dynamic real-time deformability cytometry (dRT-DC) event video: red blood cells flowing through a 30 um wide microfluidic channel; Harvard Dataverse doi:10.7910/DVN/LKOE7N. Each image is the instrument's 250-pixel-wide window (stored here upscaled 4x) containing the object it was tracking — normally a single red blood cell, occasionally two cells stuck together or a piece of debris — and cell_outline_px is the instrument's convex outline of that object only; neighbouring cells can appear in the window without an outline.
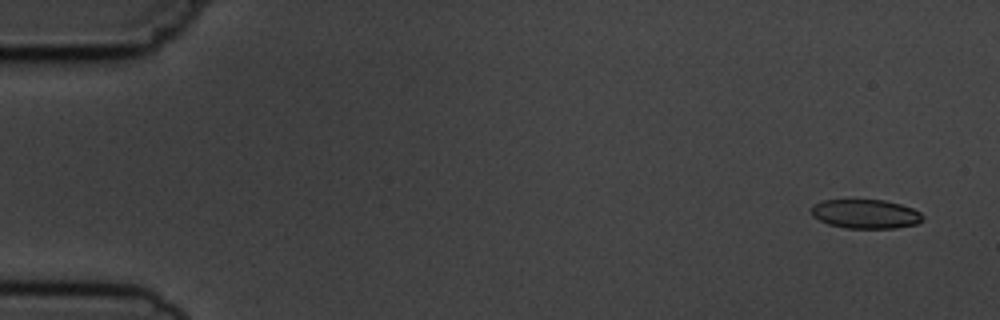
{"species": "common noctule bat (a hibernating species)", "species_latin": "Nyctalus noctula", "temperature_condition": "cold", "stored_images_in_passage": 6, "camera_frame_rate_fps": 3000, "um_per_image_px": 0.085, "animal": {"sex": "male", "body_mass_g": 19.5, "forearm_length_mm": 54.6}, "frame": {"image": 1, "passage_image": 1, "time_ms": 0.0, "image_size_px": [1000, 320], "cell_outline_px": [[924, 220], [916, 224], [896, 228], [844, 228], [828, 224], [812, 216], [812, 204], [824, 200], [884, 200], [900, 204], [912, 208], [920, 212], [924, 216]], "centroid_in_image_um": [73.58, 18.19], "position_along_channel_um": 11.4, "area_um2": 18.96}}
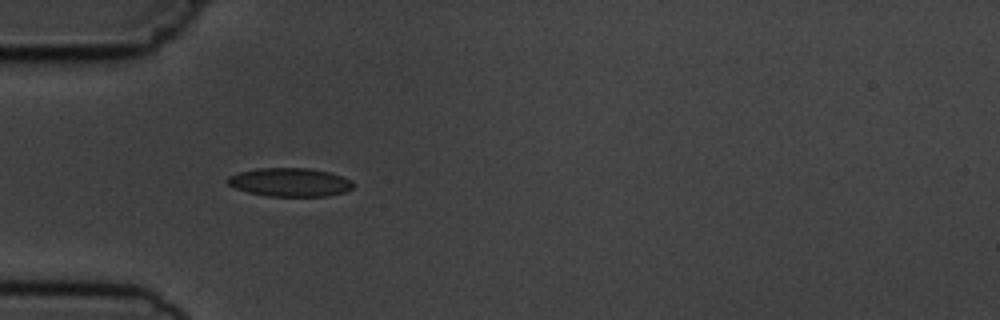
{"frame": {"image": 2, "passage_image": 5, "time_ms": 4.667, "image_size_px": [1000, 320], "cell_outline_px": [[352, 188], [344, 192], [328, 196], [264, 196], [248, 192], [236, 188], [228, 184], [228, 176], [240, 172], [256, 168], [308, 168], [328, 172], [352, 180]], "centroid_in_image_um": [24.63, 15.49], "position_along_channel_um": 60.4, "area_um2": 20.75}}
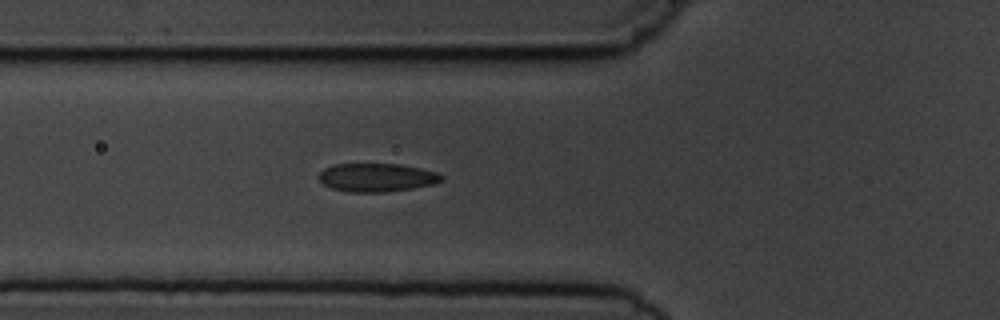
{"frame": {"image": 3, "passage_image": 6, "time_ms": 5.667, "image_size_px": [1000, 320], "cell_outline_px": [[444, 180], [432, 184], [412, 188], [384, 192], [348, 192], [332, 188], [324, 184], [316, 176], [324, 168], [332, 164], [400, 164], [420, 168], [436, 172], [444, 176]], "centroid_in_image_um": [32.0, 15.08], "position_along_channel_um": 93.8, "area_um2": 20.35}}